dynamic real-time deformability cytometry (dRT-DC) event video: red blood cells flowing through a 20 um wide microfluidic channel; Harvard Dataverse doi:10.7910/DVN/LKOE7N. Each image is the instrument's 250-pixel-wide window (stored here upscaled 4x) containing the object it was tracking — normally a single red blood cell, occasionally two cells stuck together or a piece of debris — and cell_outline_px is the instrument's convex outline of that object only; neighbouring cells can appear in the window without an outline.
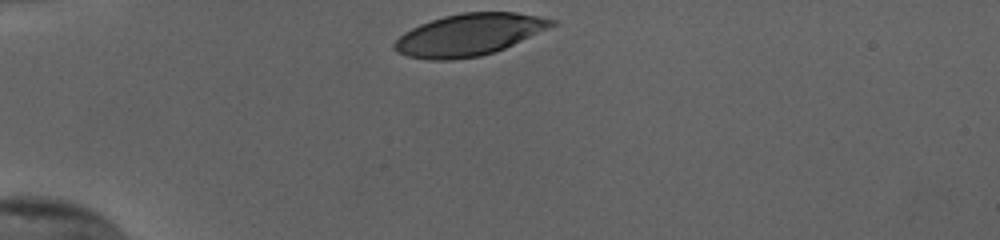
{"species": "human", "species_latin": "Homo sapiens", "temperature_condition": "cold", "stored_images_in_passage": 31, "camera_frame_rate_fps": 3000, "um_per_image_px": 0.085, "donor": {"sex": "female"}, "frame": {"image": 1, "passage_image": 1, "time_ms": 0.0, "image_size_px": [1000, 240], "cell_outline_px": [[556, 24], [548, 28], [504, 48], [480, 56], [452, 60], [428, 60], [408, 56], [396, 52], [392, 48], [392, 44], [404, 32], [420, 24], [444, 16], [464, 12], [516, 12], [556, 20]], "centroid_in_image_um": [39.82, 2.96], "position_along_channel_um": 45.2, "area_um2": 38.09}}
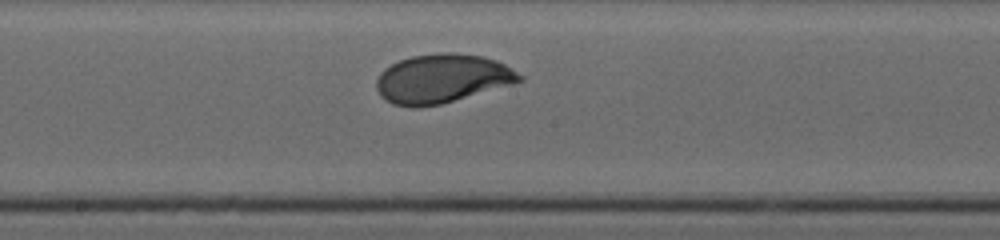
{"frame": {"image": 2, "passage_image": 17, "time_ms": 5.333, "image_size_px": [1000, 240], "cell_outline_px": [[524, 80], [512, 84], [440, 104], [416, 108], [412, 108], [392, 104], [384, 100], [380, 96], [376, 88], [376, 80], [380, 72], [384, 68], [400, 60], [412, 56], [444, 52], [452, 52], [484, 56], [496, 60], [512, 68], [524, 76]], "centroid_in_image_um": [37.56, 6.68], "position_along_channel_um": 210.6, "area_um2": 40.92}}
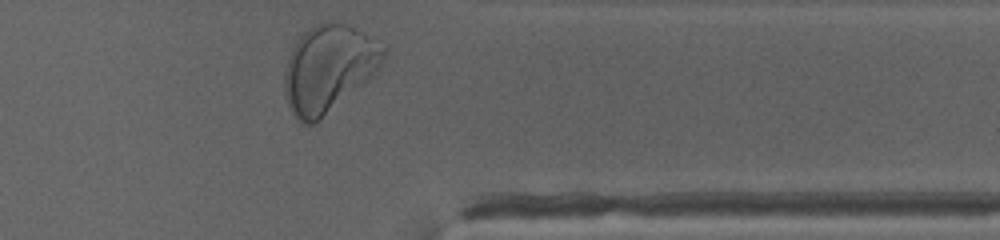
{"frame": {"image": 3, "passage_image": 31, "time_ms": 10.0, "image_size_px": [1000, 240], "cell_outline_px": [[388, 48], [380, 64], [368, 80], [320, 120], [312, 124], [300, 124], [296, 120], [284, 96], [284, 72], [288, 56], [296, 40], [308, 28], [316, 24], [344, 24], [364, 32]], "centroid_in_image_um": [27.9, 5.86], "position_along_channel_um": 383.5, "area_um2": 49.94}, "authors_computed_cell_mechanics": {"area_um2": 40.2866, "velocity_mm_per_s": 3.7835, "shape_relaxation_time_tau1_ms": 2.236, "shape_relaxation_time_tau2_ms": null, "deformation_change_tau1": 0.1478, "deformation_change_tau2": null}}